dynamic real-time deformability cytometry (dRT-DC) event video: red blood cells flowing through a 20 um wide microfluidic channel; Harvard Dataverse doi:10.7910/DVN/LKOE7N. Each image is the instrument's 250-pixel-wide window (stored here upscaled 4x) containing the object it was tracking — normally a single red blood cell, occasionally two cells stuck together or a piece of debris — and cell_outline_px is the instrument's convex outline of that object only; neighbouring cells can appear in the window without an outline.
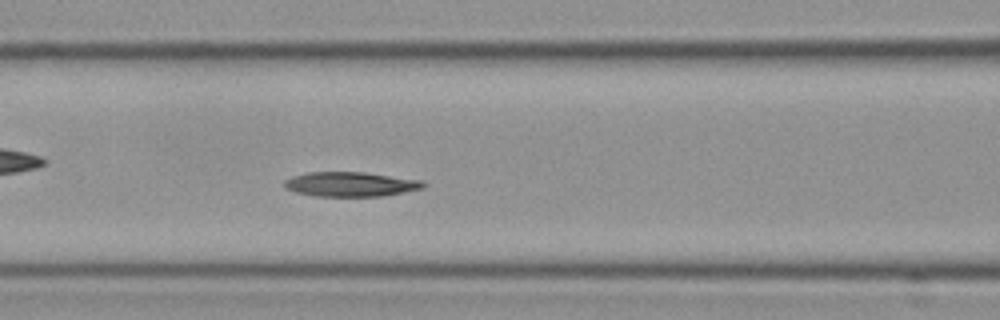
{"species": "Egyptian fruit bat (a non-hibernating species)", "species_latin": "Rousettus aegyptiacus", "temperature_condition": "cold", "stored_images_in_passage": 43, "camera_frame_rate_fps": 3000, "um_per_image_px": 0.085, "frame": {"image": 1, "passage_image": 9, "time_ms": 2.667, "image_size_px": [1000, 320], "cell_outline_px": [[428, 184], [424, 188], [384, 196], [316, 196], [296, 192], [284, 188], [284, 180], [292, 176], [308, 172], [364, 172], [424, 180]], "centroid_in_image_um": [29.84, 15.65], "position_along_channel_um": 136.8, "area_um2": 20.11}}
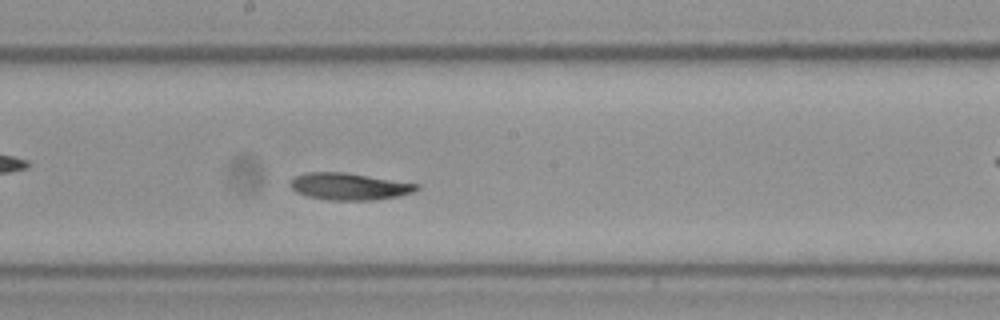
{"frame": {"image": 2, "passage_image": 16, "time_ms": 5.0, "image_size_px": [1000, 320], "cell_outline_px": [[420, 188], [412, 192], [400, 196], [372, 200], [328, 200], [308, 196], [296, 192], [288, 184], [296, 176], [308, 172], [344, 172], [420, 184]], "centroid_in_image_um": [29.7, 15.85], "position_along_channel_um": 218.5, "area_um2": 19.77}}
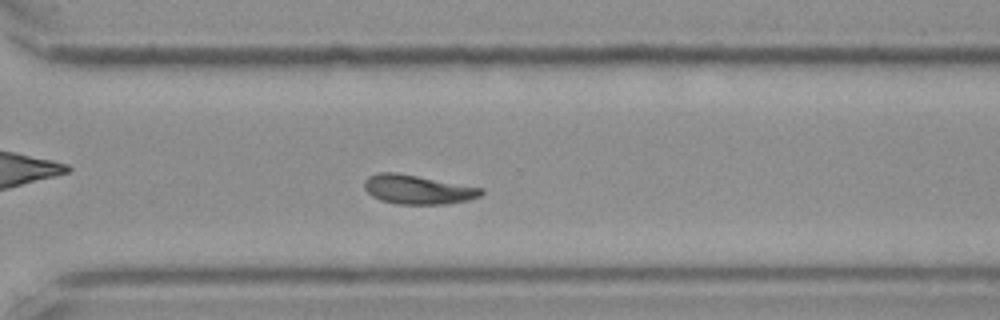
{"frame": {"image": 3, "passage_image": 26, "time_ms": 8.333, "image_size_px": [1000, 320], "cell_outline_px": [[484, 192], [480, 196], [468, 200], [448, 204], [396, 204], [380, 200], [372, 196], [364, 188], [364, 180], [368, 176], [376, 172], [396, 172], [484, 188]], "centroid_in_image_um": [35.49, 16.11], "position_along_channel_um": 335.1, "area_um2": 20.0}, "authors_computed_cell_mechanics": {"area_um2": 19.8254, "velocity_mm_per_s": 3.5096, "shape_relaxation_time_tau1_ms": null, "shape_relaxation_time_tau2_ms": 8.1663, "deformation_change_tau1": null, "deformation_change_tau2": 0.1364}}